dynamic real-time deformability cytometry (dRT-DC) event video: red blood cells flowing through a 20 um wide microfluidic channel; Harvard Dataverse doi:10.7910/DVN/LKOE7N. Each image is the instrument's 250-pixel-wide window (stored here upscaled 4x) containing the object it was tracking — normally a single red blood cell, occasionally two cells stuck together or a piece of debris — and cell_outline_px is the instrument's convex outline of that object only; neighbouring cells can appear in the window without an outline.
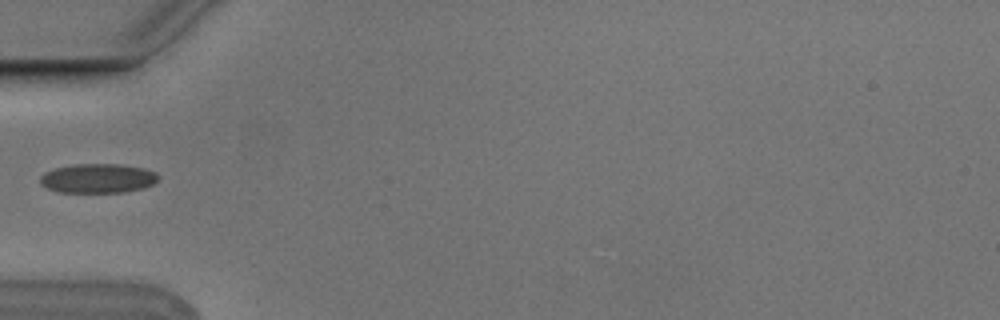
{"species": "Egyptian fruit bat (a non-hibernating species)", "species_latin": "Rousettus aegyptiacus", "temperature_condition": "cold", "stored_images_in_passage": 3, "camera_frame_rate_fps": 3000, "um_per_image_px": 0.085, "animal": {"sex": "male"}, "frame": {"image": 1, "passage_image": 2, "time_ms": 0.333, "image_size_px": [1000, 320], "cell_outline_px": [[160, 176], [152, 184], [144, 188], [124, 192], [56, 192], [40, 184], [40, 176], [44, 172], [56, 168], [72, 164], [120, 164], [144, 168], [156, 172]], "centroid_in_image_um": [8.31, 15.15], "position_along_channel_um": 76.7, "area_um2": 20.29}}